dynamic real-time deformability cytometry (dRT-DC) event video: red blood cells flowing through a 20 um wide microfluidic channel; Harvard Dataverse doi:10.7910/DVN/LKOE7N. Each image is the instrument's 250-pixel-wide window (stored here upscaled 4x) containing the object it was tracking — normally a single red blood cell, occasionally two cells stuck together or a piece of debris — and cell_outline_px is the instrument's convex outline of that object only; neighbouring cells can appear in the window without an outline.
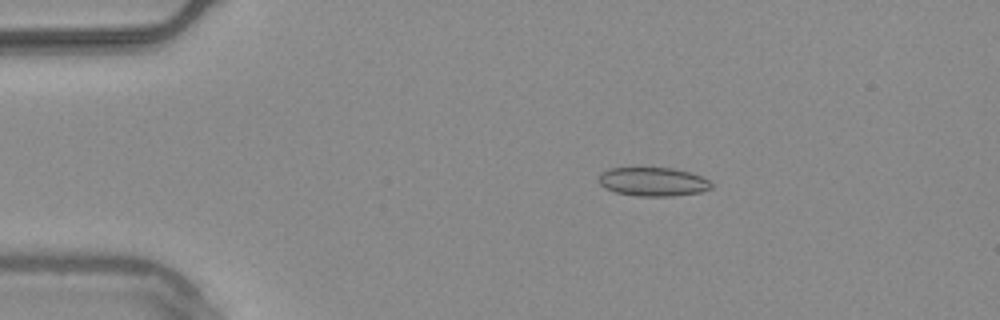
{"species": "common noctule bat (a hibernating species)", "species_latin": "Nyctalus noctula", "temperature_condition": "warm", "stored_images_in_passage": 53, "camera_frame_rate_fps": 3000, "um_per_image_px": 0.085, "animal": {"sex": "male", "body_mass_g": 20.4}, "frame": {"image": 1, "passage_image": 10, "time_ms": 3.0, "image_size_px": [1000, 320], "cell_outline_px": [[712, 188], [700, 192], [672, 196], [636, 196], [616, 192], [604, 188], [600, 184], [600, 172], [608, 168], [672, 168], [688, 172], [700, 176], [708, 180], [712, 184]], "centroid_in_image_um": [55.49, 15.45], "position_along_channel_um": 29.5, "area_um2": 18.79}}
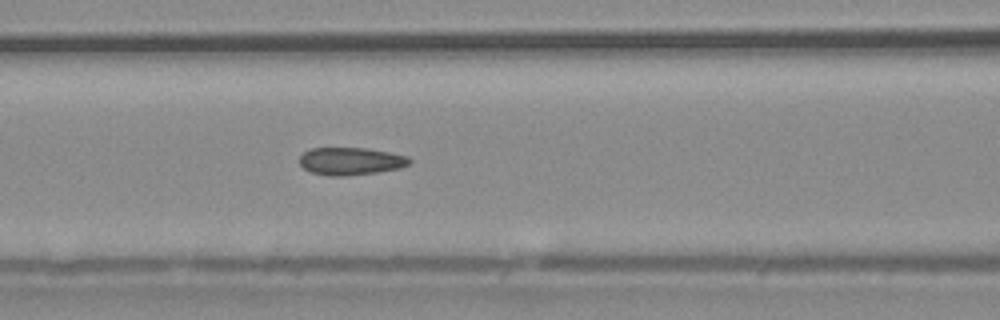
{"frame": {"image": 2, "passage_image": 23, "time_ms": 7.333, "image_size_px": [1000, 320], "cell_outline_px": [[412, 160], [408, 164], [400, 168], [376, 172], [344, 176], [328, 176], [312, 172], [304, 168], [300, 164], [300, 156], [304, 152], [312, 148], [368, 148], [408, 156]], "centroid_in_image_um": [29.81, 13.7], "position_along_channel_um": 136.8, "area_um2": 17.57}}
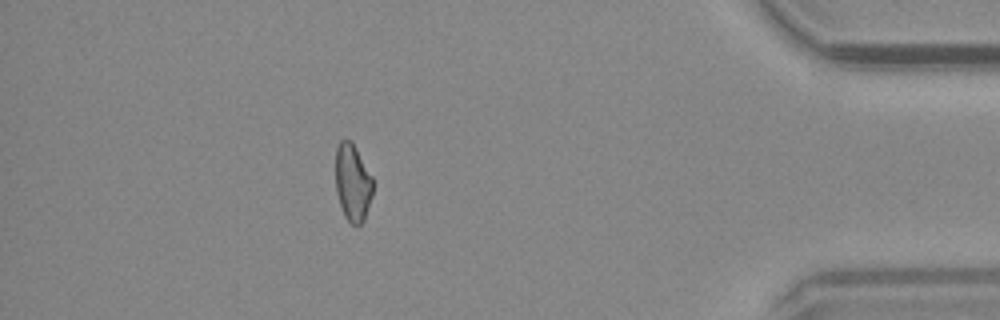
{"frame": {"image": 3, "passage_image": 48, "time_ms": 15.667, "image_size_px": [1000, 320], "cell_outline_px": [[372, 196], [364, 220], [356, 228], [344, 216], [336, 192], [336, 148], [340, 140], [352, 140], [372, 176]], "centroid_in_image_um": [29.97, 15.52], "position_along_channel_um": 405.2, "area_um2": 16.88}, "authors_computed_cell_mechanics": {"area_um2": 18.0914, "velocity_mm_per_s": 3.7683, "shape_relaxation_time_tau1_ms": null, "shape_relaxation_time_tau2_ms": 4.7155, "deformation_change_tau1": null, "deformation_change_tau2": 0.1062}}